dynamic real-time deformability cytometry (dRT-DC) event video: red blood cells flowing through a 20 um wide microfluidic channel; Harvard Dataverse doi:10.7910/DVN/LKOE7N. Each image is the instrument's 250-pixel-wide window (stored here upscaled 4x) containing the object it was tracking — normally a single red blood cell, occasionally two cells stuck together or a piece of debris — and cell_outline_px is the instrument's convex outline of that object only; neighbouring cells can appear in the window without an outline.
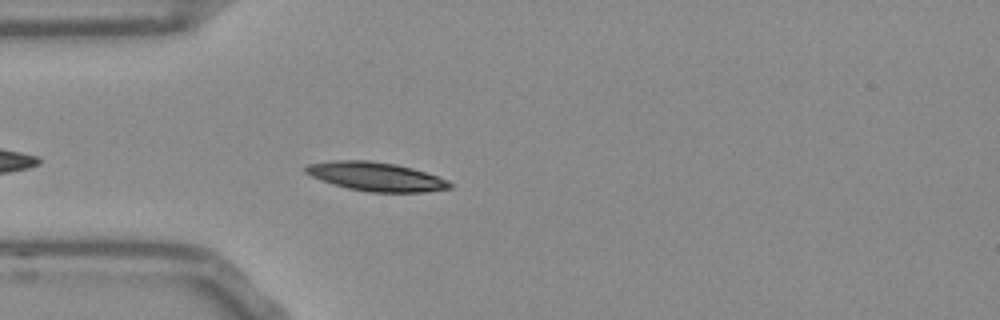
{"species": "Egyptian fruit bat (a non-hibernating species)", "species_latin": "Rousettus aegyptiacus", "temperature_condition": "room temperature", "stored_images_in_passage": 38, "camera_frame_rate_fps": 3000, "um_per_image_px": 0.085, "frame": {"image": 1, "passage_image": 5, "time_ms": 1.333, "image_size_px": [1000, 320], "cell_outline_px": [[452, 188], [424, 192], [368, 192], [348, 188], [320, 180], [304, 172], [304, 168], [308, 164], [336, 160], [368, 160], [396, 164], [412, 168], [448, 180], [452, 184]], "centroid_in_image_um": [31.95, 15.01], "position_along_channel_um": 53.0, "area_um2": 24.1}}
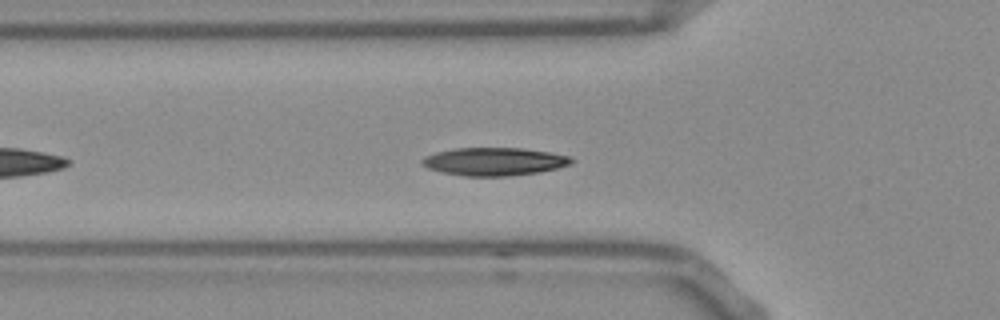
{"frame": {"image": 2, "passage_image": 8, "time_ms": 2.333, "image_size_px": [1000, 320], "cell_outline_px": [[576, 160], [572, 164], [540, 172], [508, 176], [464, 176], [444, 172], [428, 168], [420, 160], [424, 156], [436, 152], [456, 148], [524, 148], [572, 156]], "centroid_in_image_um": [42.06, 13.72], "position_along_channel_um": 83.7, "area_um2": 24.39}}
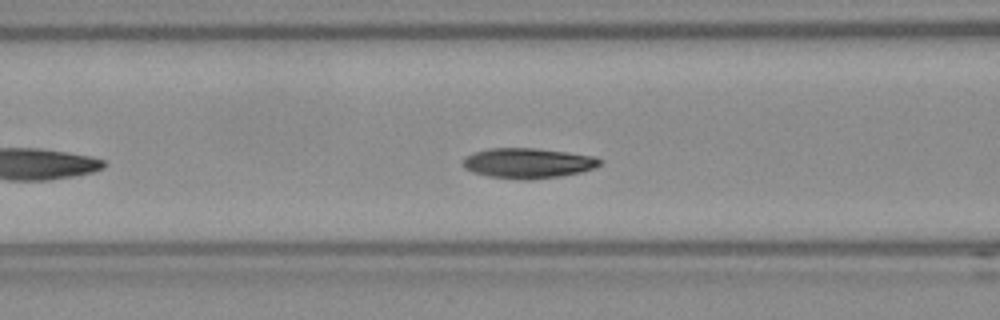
{"frame": {"image": 3, "passage_image": 11, "time_ms": 3.333, "image_size_px": [1000, 320], "cell_outline_px": [[604, 160], [600, 164], [592, 168], [580, 172], [560, 176], [524, 180], [520, 180], [488, 176], [472, 172], [464, 168], [464, 156], [472, 152], [488, 148], [536, 148], [596, 156]], "centroid_in_image_um": [44.85, 13.86], "position_along_channel_um": 121.7, "area_um2": 24.16}, "authors_computed_cell_mechanics": {"area_um2": 23.409, "velocity_mm_per_s": 3.7205, "shape_relaxation_time_tau1_ms": 2.8068, "shape_relaxation_time_tau2_ms": 1.704, "deformation_change_tau1": 0.1132, "deformation_change_tau2": 0.0589}}